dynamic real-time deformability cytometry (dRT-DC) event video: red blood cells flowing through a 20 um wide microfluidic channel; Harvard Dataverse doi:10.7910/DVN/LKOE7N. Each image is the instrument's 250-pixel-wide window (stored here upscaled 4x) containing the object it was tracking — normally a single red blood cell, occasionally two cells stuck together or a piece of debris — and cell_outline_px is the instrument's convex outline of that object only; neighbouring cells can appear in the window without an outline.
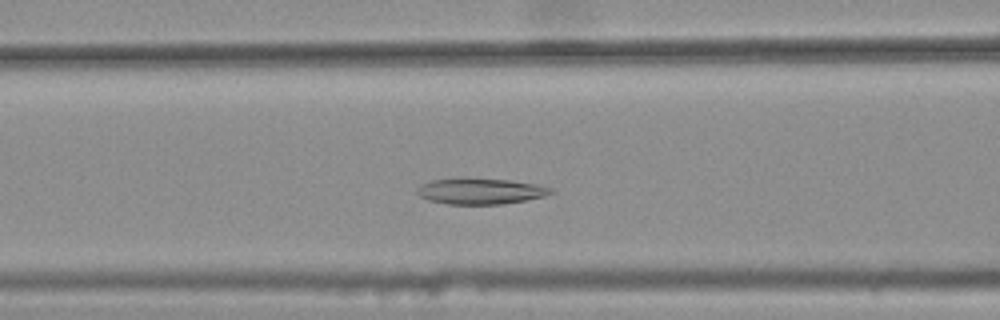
{"species": "common noctule bat (a hibernating species)", "species_latin": "Nyctalus noctula", "temperature_condition": "warm", "stored_images_in_passage": 39, "camera_frame_rate_fps": 3000, "um_per_image_px": 0.085, "animal": {"sex": "female", "body_mass_g": 25.1}, "frame": {"image": 1, "passage_image": 17, "time_ms": 5.333, "image_size_px": [1000, 320], "cell_outline_px": [[556, 192], [544, 196], [504, 204], [448, 204], [428, 200], [420, 196], [416, 192], [420, 184], [432, 180], [460, 176], [508, 180], [536, 184], [552, 188]], "centroid_in_image_um": [40.8, 16.22], "position_along_channel_um": 125.8, "area_um2": 20.63}}
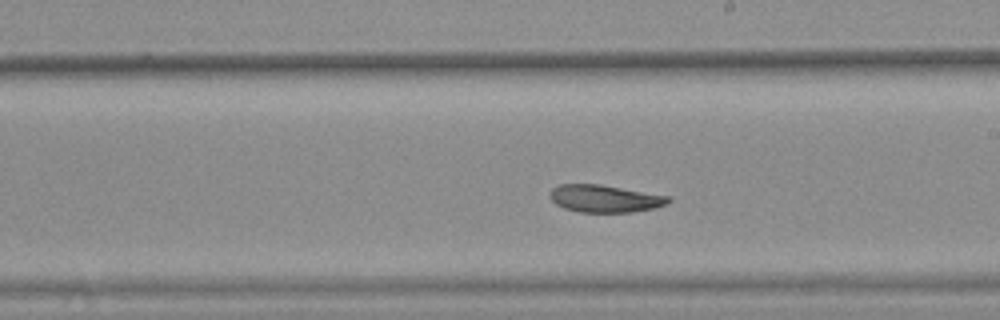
{"frame": {"image": 2, "passage_image": 26, "time_ms": 8.333, "image_size_px": [1000, 320], "cell_outline_px": [[672, 200], [668, 204], [652, 208], [632, 212], [580, 212], [564, 208], [556, 204], [548, 196], [548, 192], [552, 188], [560, 184], [600, 184], [672, 196]], "centroid_in_image_um": [51.42, 16.87], "position_along_channel_um": 237.6, "area_um2": 19.13}}
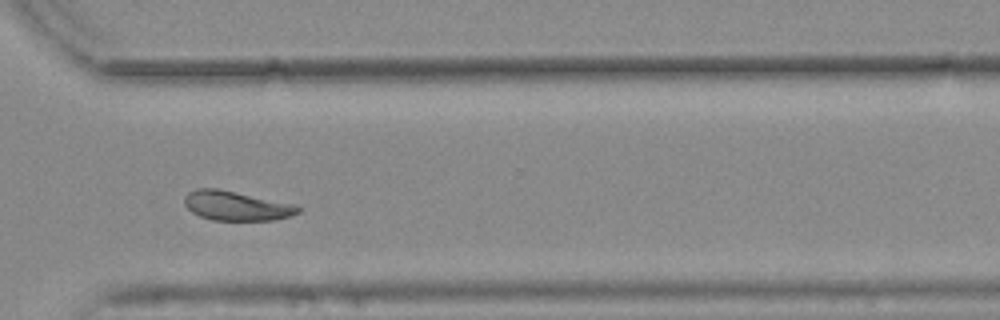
{"frame": {"image": 3, "passage_image": 35, "time_ms": 11.333, "image_size_px": [1000, 320], "cell_outline_px": [[300, 212], [292, 216], [276, 220], [212, 220], [200, 216], [192, 212], [184, 204], [184, 196], [188, 192], [196, 188], [216, 188], [296, 204], [300, 208]], "centroid_in_image_um": [20.1, 17.49], "position_along_channel_um": 350.5, "area_um2": 19.59}, "authors_computed_cell_mechanics": {"area_um2": 19.941, "velocity_mm_per_s": 3.7429, "shape_relaxation_time_tau1_ms": null, "shape_relaxation_time_tau2_ms": 3.1061, "deformation_change_tau1": null, "deformation_change_tau2": 0.0809}}